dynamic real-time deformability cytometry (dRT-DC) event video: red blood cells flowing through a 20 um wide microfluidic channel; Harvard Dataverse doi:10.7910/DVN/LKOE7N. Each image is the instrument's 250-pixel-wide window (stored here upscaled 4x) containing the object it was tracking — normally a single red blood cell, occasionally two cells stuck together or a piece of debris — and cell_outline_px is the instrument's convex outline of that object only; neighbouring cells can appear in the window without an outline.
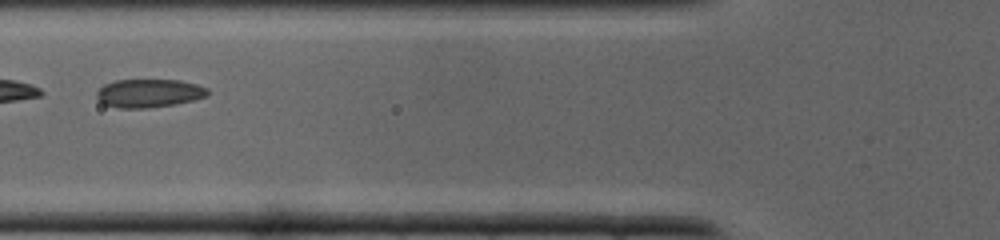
{"species": "common noctule bat (a hibernating species)", "species_latin": "Nyctalus noctula", "temperature_condition": "cold", "stored_images_in_passage": 25, "camera_frame_rate_fps": 3000, "um_per_image_px": 0.085, "animal": {"sex": "male", "body_mass_g": 19.0, "forearm_length_mm": 50.8}, "frame": {"image": 1, "passage_image": 4, "time_ms": 1.0, "image_size_px": [1000, 240], "cell_outline_px": [[208, 96], [192, 100], [172, 104], [144, 108], [116, 108], [104, 104], [96, 96], [96, 92], [104, 84], [116, 80], [180, 80], [196, 84], [208, 88]], "centroid_in_image_um": [12.65, 7.91], "position_along_channel_um": 113.2, "area_um2": 18.21}}
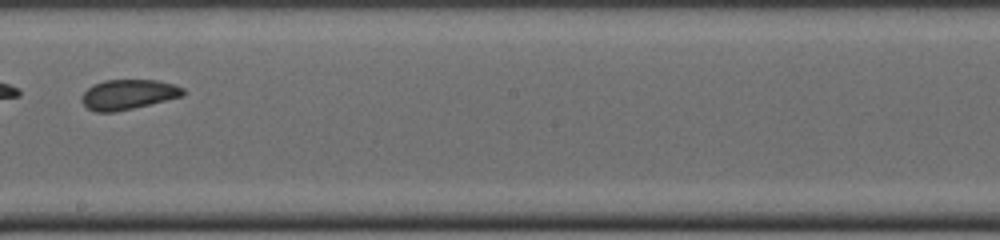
{"frame": {"image": 2, "passage_image": 11, "time_ms": 3.333, "image_size_px": [1000, 240], "cell_outline_px": [[184, 96], [132, 108], [112, 112], [96, 112], [88, 108], [84, 104], [84, 92], [92, 84], [104, 80], [156, 80], [172, 84], [184, 88]], "centroid_in_image_um": [10.92, 8.02], "position_along_channel_um": 237.3, "area_um2": 17.4}}
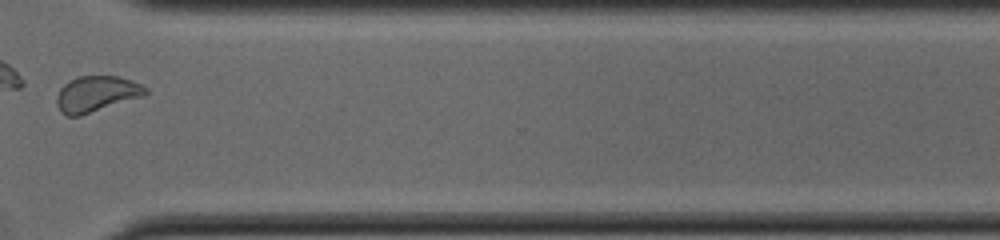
{"frame": {"image": 3, "passage_image": 18, "time_ms": 5.667, "image_size_px": [1000, 240], "cell_outline_px": [[148, 92], [144, 96], [80, 116], [68, 116], [60, 112], [56, 104], [56, 96], [60, 88], [68, 80], [80, 76], [120, 76], [132, 80], [148, 88]], "centroid_in_image_um": [8.19, 7.98], "position_along_channel_um": 362.4, "area_um2": 18.79}}